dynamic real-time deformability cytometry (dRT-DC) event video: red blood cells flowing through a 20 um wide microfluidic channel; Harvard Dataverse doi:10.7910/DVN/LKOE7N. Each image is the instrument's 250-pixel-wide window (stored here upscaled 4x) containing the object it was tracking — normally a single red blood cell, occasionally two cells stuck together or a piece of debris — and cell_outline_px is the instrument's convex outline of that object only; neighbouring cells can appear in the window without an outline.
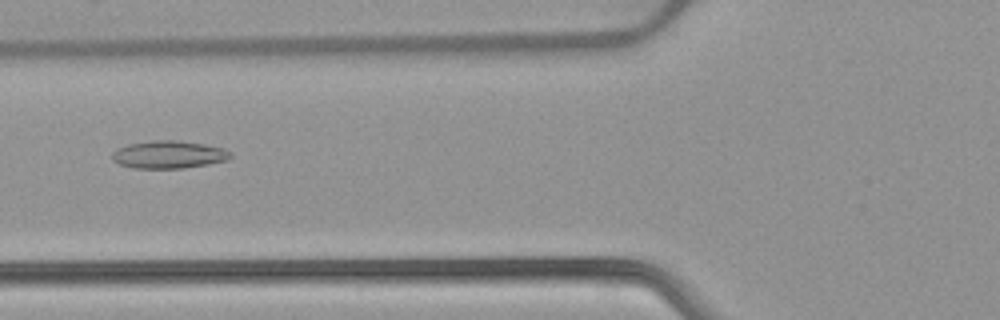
{"species": "common noctule bat (a hibernating species)", "species_latin": "Nyctalus noctula", "temperature_condition": "warm", "stored_images_in_passage": 53, "camera_frame_rate_fps": 3000, "um_per_image_px": 0.085, "animal": {"sex": "female", "body_mass_g": 22.7, "forearm_length_mm": 54.2}, "frame": {"image": 1, "passage_image": 21, "time_ms": 6.667, "image_size_px": [1000, 320], "cell_outline_px": [[232, 156], [228, 160], [208, 164], [184, 168], [132, 168], [120, 164], [112, 160], [112, 152], [116, 148], [128, 144], [152, 140], [176, 140], [204, 144], [224, 148], [232, 152]], "centroid_in_image_um": [14.34, 13.13], "position_along_channel_um": 111.5, "area_um2": 19.25}}
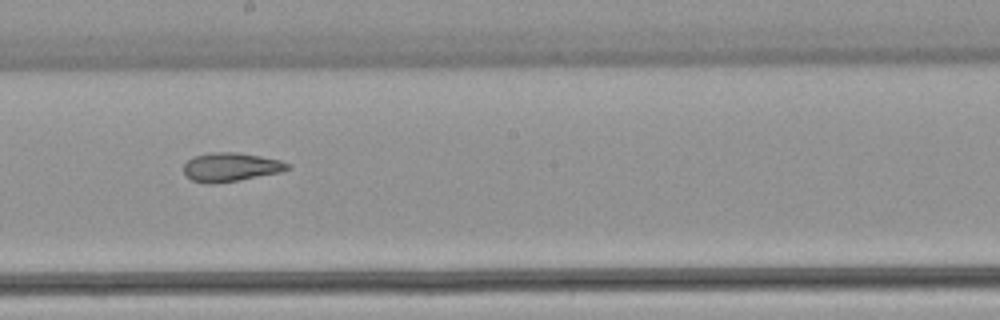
{"frame": {"image": 2, "passage_image": 30, "time_ms": 9.667, "image_size_px": [1000, 320], "cell_outline_px": [[292, 164], [288, 168], [280, 172], [240, 180], [212, 184], [208, 184], [192, 180], [184, 176], [184, 164], [192, 156], [208, 152], [236, 152], [260, 156], [280, 160]], "centroid_in_image_um": [19.57, 14.2], "position_along_channel_um": 228.6, "area_um2": 17.57}}
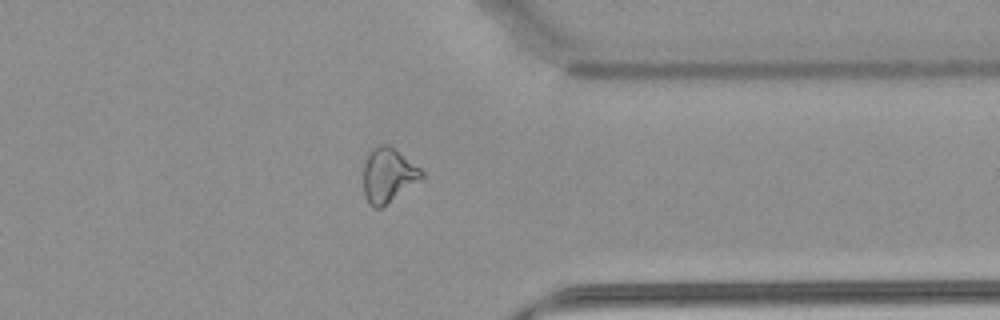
{"frame": {"image": 3, "passage_image": 42, "time_ms": 13.667, "image_size_px": [1000, 320], "cell_outline_px": [[424, 176], [380, 208], [372, 208], [368, 204], [364, 196], [364, 164], [368, 152], [372, 148], [380, 144], [388, 144], [420, 168], [424, 172]], "centroid_in_image_um": [32.95, 14.88], "position_along_channel_um": 378.5, "area_um2": 18.15}, "authors_computed_cell_mechanics": {"area_um2": 20.2878, "velocity_mm_per_s": 3.9032, "shape_relaxation_time_tau1_ms": null, "shape_relaxation_time_tau2_ms": 3.2032, "deformation_change_tau1": null, "deformation_change_tau2": 0.1215}}